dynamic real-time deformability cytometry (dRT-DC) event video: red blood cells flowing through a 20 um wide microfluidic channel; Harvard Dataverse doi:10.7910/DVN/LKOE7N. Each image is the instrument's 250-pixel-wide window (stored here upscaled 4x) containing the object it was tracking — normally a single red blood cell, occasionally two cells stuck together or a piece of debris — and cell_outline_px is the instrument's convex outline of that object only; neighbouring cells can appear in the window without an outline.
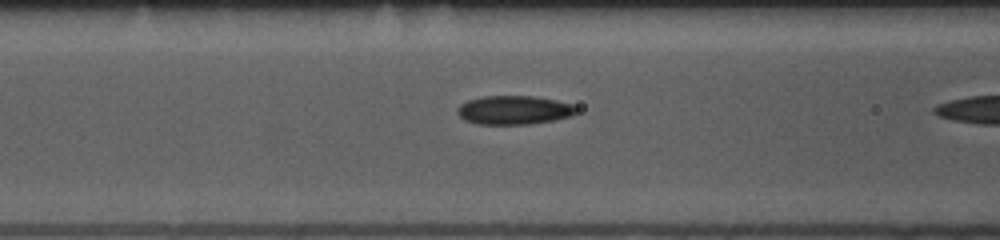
{"species": "common noctule bat (a hibernating species)", "species_latin": "Nyctalus noctula", "temperature_condition": "room temperature", "stored_images_in_passage": 18, "camera_frame_rate_fps": 3000, "um_per_image_px": 0.085, "animal": {"sex": "female", "body_mass_g": 10.0, "forearm_length_mm": 53.1}, "frame": {"image": 1, "passage_image": 17, "time_ms": 5.333, "image_size_px": [1000, 240], "cell_outline_px": [[576, 112], [572, 116], [552, 120], [528, 124], [476, 124], [464, 120], [456, 112], [456, 108], [460, 104], [468, 100], [484, 96], [532, 96], [556, 100], [572, 104], [576, 108]], "centroid_in_image_um": [43.65, 9.35], "position_along_channel_um": 123.0, "area_um2": 19.94}}